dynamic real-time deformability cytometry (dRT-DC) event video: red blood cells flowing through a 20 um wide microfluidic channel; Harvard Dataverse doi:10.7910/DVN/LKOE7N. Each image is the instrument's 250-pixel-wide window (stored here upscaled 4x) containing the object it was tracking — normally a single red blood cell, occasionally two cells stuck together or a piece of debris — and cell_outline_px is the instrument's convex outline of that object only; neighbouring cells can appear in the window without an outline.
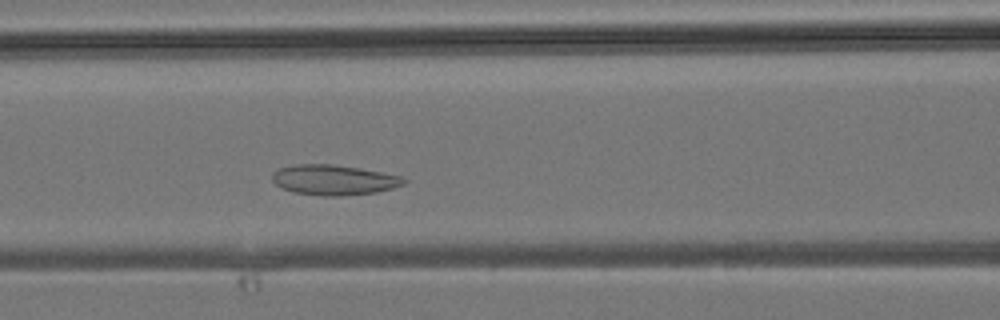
{"species": "common noctule bat (a hibernating species)", "species_latin": "Nyctalus noctula", "temperature_condition": "room temperature", "stored_images_in_passage": 29, "camera_frame_rate_fps": 3000, "um_per_image_px": 0.085, "animal": {"sex": "male", "body_mass_g": 19.2, "forearm_length_mm": 51.8}, "frame": {"image": 1, "passage_image": 11, "time_ms": 3.333, "image_size_px": [1000, 320], "cell_outline_px": [[408, 180], [404, 184], [392, 188], [376, 192], [340, 196], [324, 196], [292, 192], [280, 188], [272, 180], [272, 172], [276, 168], [292, 164], [332, 164], [360, 168], [404, 176]], "centroid_in_image_um": [28.35, 15.28], "position_along_channel_um": 138.3, "area_um2": 23.52}}
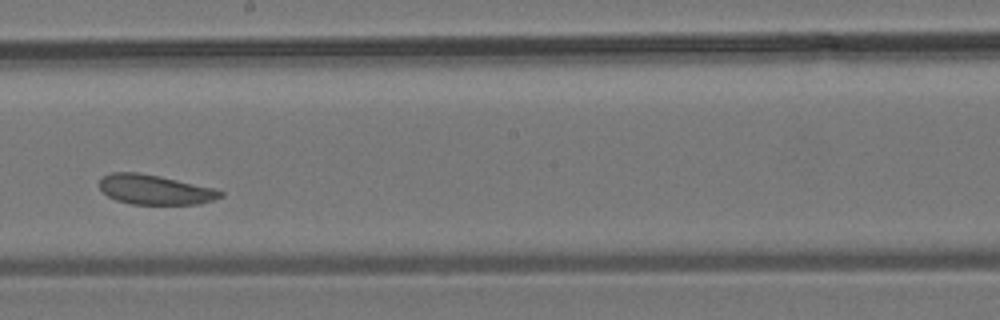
{"frame": {"image": 2, "passage_image": 17, "time_ms": 5.333, "image_size_px": [1000, 320], "cell_outline_px": [[224, 196], [200, 204], [132, 204], [116, 200], [108, 196], [100, 188], [100, 180], [104, 176], [112, 172], [136, 172], [160, 176], [212, 188], [224, 192]], "centroid_in_image_um": [13.17, 16.12], "position_along_channel_um": 235.0, "area_um2": 20.75}}
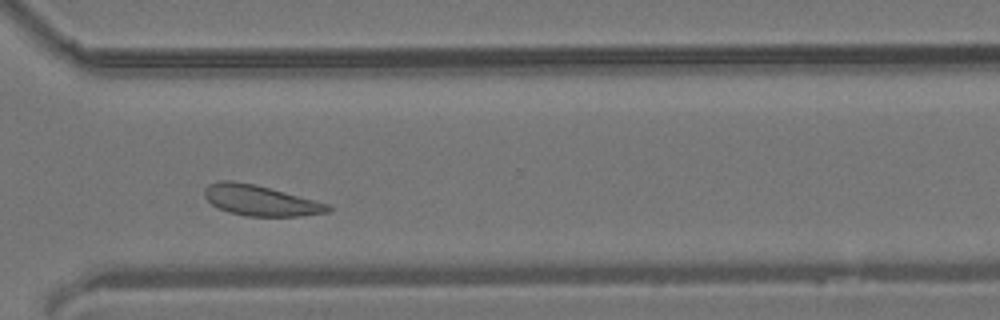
{"frame": {"image": 3, "passage_image": 24, "time_ms": 7.667, "image_size_px": [1000, 320], "cell_outline_px": [[332, 208], [328, 212], [300, 216], [244, 216], [228, 212], [212, 204], [204, 196], [204, 188], [208, 184], [220, 180], [236, 180], [256, 184], [332, 204]], "centroid_in_image_um": [22.15, 17.02], "position_along_channel_um": 348.5, "area_um2": 22.31}}